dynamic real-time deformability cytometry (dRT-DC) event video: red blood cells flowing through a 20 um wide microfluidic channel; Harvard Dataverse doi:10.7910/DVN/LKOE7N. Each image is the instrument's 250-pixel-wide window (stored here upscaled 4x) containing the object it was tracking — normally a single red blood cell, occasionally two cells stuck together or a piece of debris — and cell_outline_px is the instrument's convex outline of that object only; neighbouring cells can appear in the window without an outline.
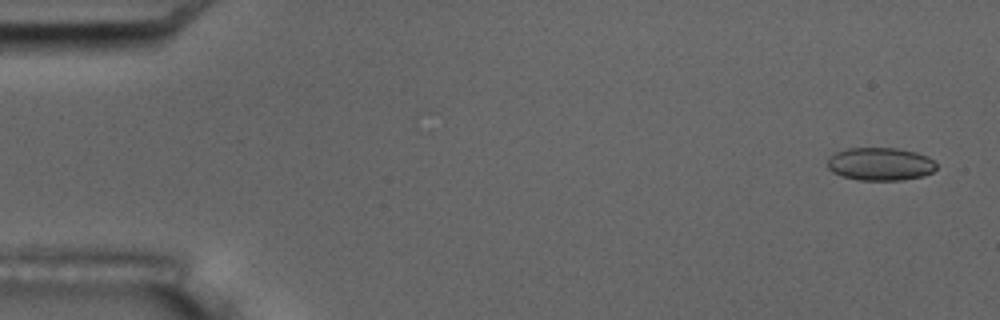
{"species": "common noctule bat (a hibernating species)", "species_latin": "Nyctalus noctula", "temperature_condition": "room temperature", "stored_images_in_passage": 5, "camera_frame_rate_fps": 3000, "um_per_image_px": 0.085, "animal": {"sex": "male", "body_mass_g": 17.5, "forearm_length_mm": 52.3}, "frame": {"image": 1, "passage_image": 1, "time_ms": 0.0, "image_size_px": [1000, 320], "cell_outline_px": [[936, 168], [932, 172], [924, 176], [900, 180], [860, 180], [844, 176], [832, 172], [828, 168], [828, 156], [836, 152], [848, 148], [896, 148], [916, 152], [928, 156], [936, 164]], "centroid_in_image_um": [74.82, 13.93], "position_along_channel_um": 10.2, "area_um2": 20.92}}